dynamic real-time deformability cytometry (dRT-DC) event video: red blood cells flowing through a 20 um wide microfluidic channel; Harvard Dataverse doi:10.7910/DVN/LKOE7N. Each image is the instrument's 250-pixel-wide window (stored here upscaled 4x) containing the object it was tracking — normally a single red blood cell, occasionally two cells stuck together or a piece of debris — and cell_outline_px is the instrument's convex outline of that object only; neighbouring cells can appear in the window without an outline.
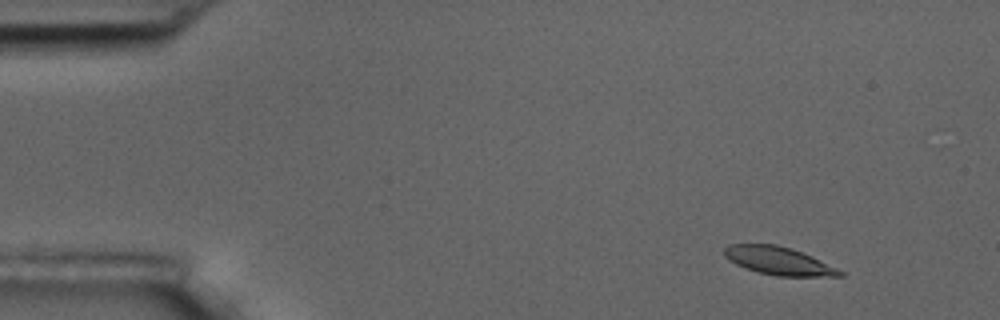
{"species": "common noctule bat (a hibernating species)", "species_latin": "Nyctalus noctula", "temperature_condition": "room temperature", "stored_images_in_passage": 4, "camera_frame_rate_fps": 3000, "um_per_image_px": 0.085, "animal": {"sex": "male", "body_mass_g": 17.5, "forearm_length_mm": 52.3}, "frame": {"image": 1, "passage_image": 1, "time_ms": 0.0, "image_size_px": [1000, 320], "cell_outline_px": [[844, 276], [776, 276], [760, 272], [736, 264], [728, 260], [724, 256], [724, 248], [728, 244], [776, 244], [792, 248], [812, 256], [844, 272]], "centroid_in_image_um": [66.17, 22.16], "position_along_channel_um": 18.8, "area_um2": 18.73}}
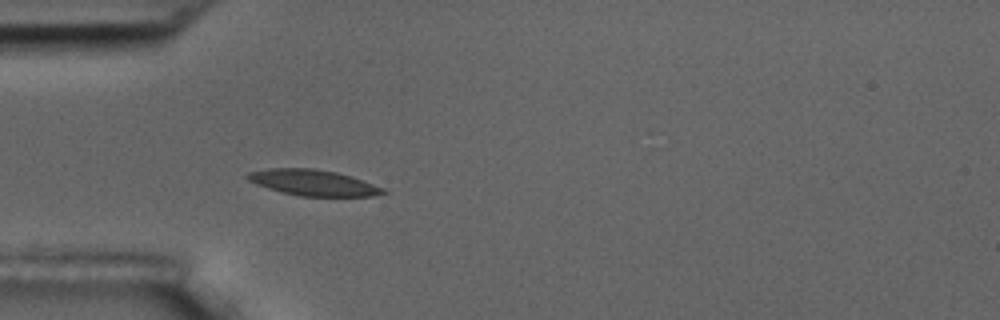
{"frame": {"image": 2, "passage_image": 4, "time_ms": 3.667, "image_size_px": [1000, 320], "cell_outline_px": [[388, 192], [372, 196], [300, 196], [280, 192], [256, 184], [248, 180], [244, 176], [248, 172], [268, 168], [312, 168], [336, 172], [352, 176], [384, 188]], "centroid_in_image_um": [26.6, 15.52], "position_along_channel_um": 58.4, "area_um2": 20.52}}